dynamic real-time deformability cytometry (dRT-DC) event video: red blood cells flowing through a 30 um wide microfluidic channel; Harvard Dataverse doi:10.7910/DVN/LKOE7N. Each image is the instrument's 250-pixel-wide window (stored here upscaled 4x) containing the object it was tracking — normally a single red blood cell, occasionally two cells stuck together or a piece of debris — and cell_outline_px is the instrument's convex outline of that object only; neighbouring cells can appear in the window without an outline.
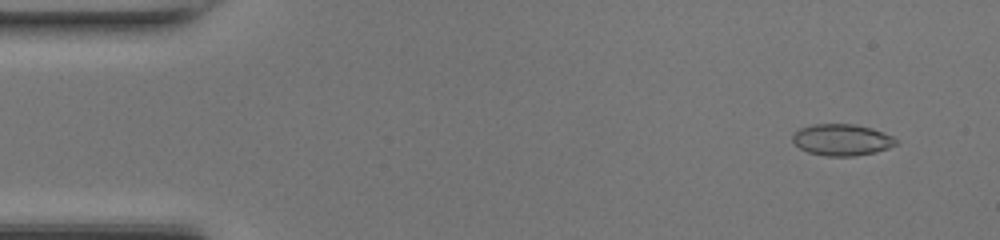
{"species": "common noctule bat (a hibernating species)", "species_latin": "Nyctalus noctula", "temperature_condition": "room temperature", "stored_images_in_passage": 44, "camera_frame_rate_fps": 3000, "um_per_image_px": 0.085, "animal": {"sex": "female", "body_mass_g": 17.0, "forearm_length_mm": 48.0}, "frame": {"image": 1, "passage_image": 3, "time_ms": 0.667, "image_size_px": [1000, 240], "cell_outline_px": [[896, 144], [888, 148], [876, 152], [852, 156], [828, 156], [808, 152], [800, 148], [792, 140], [792, 136], [800, 128], [812, 124], [852, 124], [872, 128], [892, 136], [896, 140]], "centroid_in_image_um": [71.55, 11.88], "position_along_channel_um": 13.5, "area_um2": 18.79}}
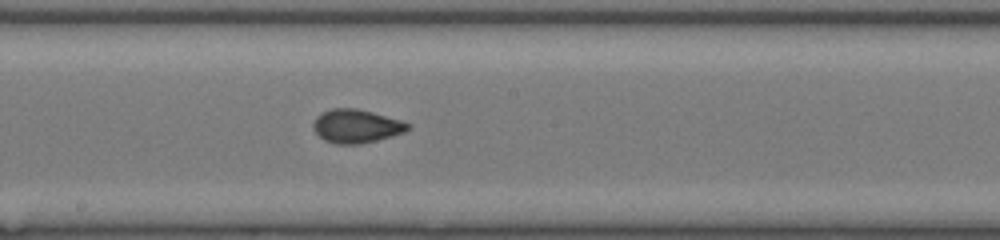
{"frame": {"image": 2, "passage_image": 25, "time_ms": 8.0, "image_size_px": [1000, 240], "cell_outline_px": [[412, 128], [404, 132], [392, 136], [360, 144], [336, 144], [324, 140], [312, 128], [312, 124], [316, 116], [332, 108], [356, 108], [372, 112], [400, 120], [412, 124]], "centroid_in_image_um": [30.29, 10.72], "position_along_channel_um": 217.9, "area_um2": 18.5}}
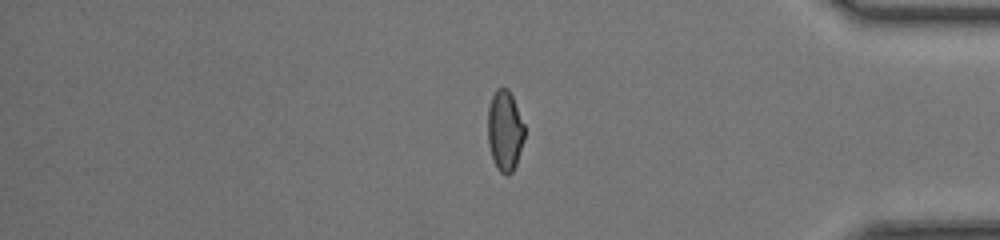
{"frame": {"image": 3, "passage_image": 39, "time_ms": 12.667, "image_size_px": [1000, 240], "cell_outline_px": [[524, 140], [516, 164], [512, 172], [508, 176], [500, 172], [496, 168], [492, 160], [488, 144], [488, 108], [492, 96], [496, 88], [508, 88], [512, 96], [524, 124]], "centroid_in_image_um": [42.9, 11.14], "position_along_channel_um": 392.3, "area_um2": 17.34}, "authors_computed_cell_mechanics": {"area_um2": 18.2359, "velocity_mm_per_s": 4.3566, "shape_relaxation_time_tau1_ms": 8.3587, "shape_relaxation_time_tau2_ms": 0.9275, "deformation_change_tau1": 0.2094, "deformation_change_tau2": 0.0495}}